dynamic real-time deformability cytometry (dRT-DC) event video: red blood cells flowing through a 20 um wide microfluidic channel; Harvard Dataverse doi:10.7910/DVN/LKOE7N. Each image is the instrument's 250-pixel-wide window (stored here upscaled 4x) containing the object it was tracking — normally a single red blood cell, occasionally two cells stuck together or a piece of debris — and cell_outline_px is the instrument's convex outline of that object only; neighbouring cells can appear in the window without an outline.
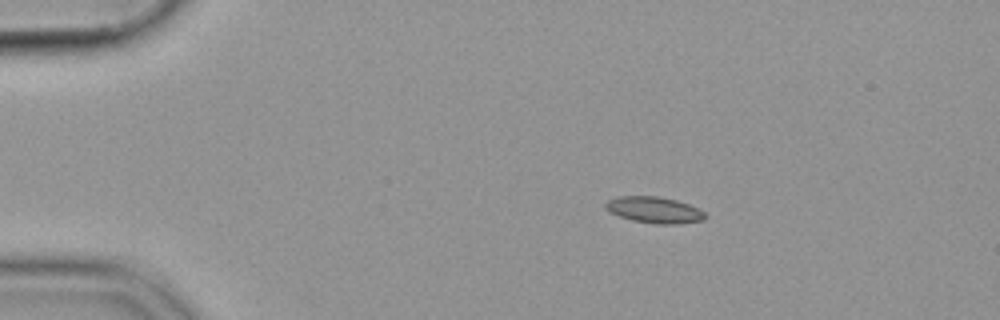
{"species": "common noctule bat (a hibernating species)", "species_latin": "Nyctalus noctula", "temperature_condition": "cold", "stored_images_in_passage": 6, "camera_frame_rate_fps": 3000, "um_per_image_px": 0.085, "animal": {"sex": "female", "body_mass_g": 19.9}, "frame": {"image": 1, "passage_image": 1, "time_ms": 0.0, "image_size_px": [1000, 320], "cell_outline_px": [[708, 216], [704, 220], [676, 224], [656, 224], [632, 220], [608, 212], [604, 208], [604, 204], [608, 200], [620, 196], [656, 196], [676, 200], [700, 208]], "centroid_in_image_um": [55.62, 17.84], "position_along_channel_um": 29.4, "area_um2": 15.37}}